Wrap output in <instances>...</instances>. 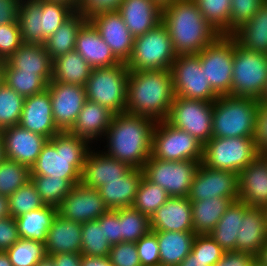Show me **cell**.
Returning <instances> with one entry per match:
<instances>
[{"label":"cell","mask_w":267,"mask_h":266,"mask_svg":"<svg viewBox=\"0 0 267 266\" xmlns=\"http://www.w3.org/2000/svg\"><path fill=\"white\" fill-rule=\"evenodd\" d=\"M156 121L129 113L114 114L104 139L112 158L142 170L151 156L152 134Z\"/></svg>","instance_id":"1"},{"label":"cell","mask_w":267,"mask_h":266,"mask_svg":"<svg viewBox=\"0 0 267 266\" xmlns=\"http://www.w3.org/2000/svg\"><path fill=\"white\" fill-rule=\"evenodd\" d=\"M174 98L171 70L129 71L126 113L163 121Z\"/></svg>","instance_id":"2"},{"label":"cell","mask_w":267,"mask_h":266,"mask_svg":"<svg viewBox=\"0 0 267 266\" xmlns=\"http://www.w3.org/2000/svg\"><path fill=\"white\" fill-rule=\"evenodd\" d=\"M176 55L198 54L220 34L204 19L194 0H174L162 8Z\"/></svg>","instance_id":"3"},{"label":"cell","mask_w":267,"mask_h":266,"mask_svg":"<svg viewBox=\"0 0 267 266\" xmlns=\"http://www.w3.org/2000/svg\"><path fill=\"white\" fill-rule=\"evenodd\" d=\"M90 142L68 132H59L43 146L31 176H51L67 179L73 186L81 182Z\"/></svg>","instance_id":"4"},{"label":"cell","mask_w":267,"mask_h":266,"mask_svg":"<svg viewBox=\"0 0 267 266\" xmlns=\"http://www.w3.org/2000/svg\"><path fill=\"white\" fill-rule=\"evenodd\" d=\"M259 100L225 95L213 102L212 137L253 138Z\"/></svg>","instance_id":"5"},{"label":"cell","mask_w":267,"mask_h":266,"mask_svg":"<svg viewBox=\"0 0 267 266\" xmlns=\"http://www.w3.org/2000/svg\"><path fill=\"white\" fill-rule=\"evenodd\" d=\"M128 75L126 63L122 62L109 67L92 68L84 86L87 99L107 107L114 114L124 113Z\"/></svg>","instance_id":"6"},{"label":"cell","mask_w":267,"mask_h":266,"mask_svg":"<svg viewBox=\"0 0 267 266\" xmlns=\"http://www.w3.org/2000/svg\"><path fill=\"white\" fill-rule=\"evenodd\" d=\"M176 56L167 27L161 22L134 38L133 51L126 66L129 71L170 70Z\"/></svg>","instance_id":"7"},{"label":"cell","mask_w":267,"mask_h":266,"mask_svg":"<svg viewBox=\"0 0 267 266\" xmlns=\"http://www.w3.org/2000/svg\"><path fill=\"white\" fill-rule=\"evenodd\" d=\"M259 155L254 138L212 137L203 145L201 163L211 169L228 170L239 174Z\"/></svg>","instance_id":"8"},{"label":"cell","mask_w":267,"mask_h":266,"mask_svg":"<svg viewBox=\"0 0 267 266\" xmlns=\"http://www.w3.org/2000/svg\"><path fill=\"white\" fill-rule=\"evenodd\" d=\"M267 83V54L234 47L231 95L259 100Z\"/></svg>","instance_id":"9"},{"label":"cell","mask_w":267,"mask_h":266,"mask_svg":"<svg viewBox=\"0 0 267 266\" xmlns=\"http://www.w3.org/2000/svg\"><path fill=\"white\" fill-rule=\"evenodd\" d=\"M235 45L231 35H219L198 53L201 70L218 96L231 95Z\"/></svg>","instance_id":"10"},{"label":"cell","mask_w":267,"mask_h":266,"mask_svg":"<svg viewBox=\"0 0 267 266\" xmlns=\"http://www.w3.org/2000/svg\"><path fill=\"white\" fill-rule=\"evenodd\" d=\"M151 156L164 161L202 162L203 144L165 120L157 121L152 134Z\"/></svg>","instance_id":"11"},{"label":"cell","mask_w":267,"mask_h":266,"mask_svg":"<svg viewBox=\"0 0 267 266\" xmlns=\"http://www.w3.org/2000/svg\"><path fill=\"white\" fill-rule=\"evenodd\" d=\"M200 163L194 160L164 161L150 156L142 171L148 181L163 188L169 197H188Z\"/></svg>","instance_id":"12"},{"label":"cell","mask_w":267,"mask_h":266,"mask_svg":"<svg viewBox=\"0 0 267 266\" xmlns=\"http://www.w3.org/2000/svg\"><path fill=\"white\" fill-rule=\"evenodd\" d=\"M212 115L213 102L175 96L165 121L204 145L212 138Z\"/></svg>","instance_id":"13"},{"label":"cell","mask_w":267,"mask_h":266,"mask_svg":"<svg viewBox=\"0 0 267 266\" xmlns=\"http://www.w3.org/2000/svg\"><path fill=\"white\" fill-rule=\"evenodd\" d=\"M170 70L175 96L208 102H214L219 97L206 80L204 70H201L198 54L177 55Z\"/></svg>","instance_id":"14"},{"label":"cell","mask_w":267,"mask_h":266,"mask_svg":"<svg viewBox=\"0 0 267 266\" xmlns=\"http://www.w3.org/2000/svg\"><path fill=\"white\" fill-rule=\"evenodd\" d=\"M238 174L228 170H215L200 163L190 186L188 199L199 201L204 199L226 197L238 199Z\"/></svg>","instance_id":"15"},{"label":"cell","mask_w":267,"mask_h":266,"mask_svg":"<svg viewBox=\"0 0 267 266\" xmlns=\"http://www.w3.org/2000/svg\"><path fill=\"white\" fill-rule=\"evenodd\" d=\"M47 90L50 93L52 115L57 128L61 132L70 131L87 100L85 87L51 80Z\"/></svg>","instance_id":"16"},{"label":"cell","mask_w":267,"mask_h":266,"mask_svg":"<svg viewBox=\"0 0 267 266\" xmlns=\"http://www.w3.org/2000/svg\"><path fill=\"white\" fill-rule=\"evenodd\" d=\"M108 210L98 189L78 183L57 207V214L83 224L99 219Z\"/></svg>","instance_id":"17"},{"label":"cell","mask_w":267,"mask_h":266,"mask_svg":"<svg viewBox=\"0 0 267 266\" xmlns=\"http://www.w3.org/2000/svg\"><path fill=\"white\" fill-rule=\"evenodd\" d=\"M111 48L114 56L127 63L133 51L134 37L117 11L101 12L88 19Z\"/></svg>","instance_id":"18"},{"label":"cell","mask_w":267,"mask_h":266,"mask_svg":"<svg viewBox=\"0 0 267 266\" xmlns=\"http://www.w3.org/2000/svg\"><path fill=\"white\" fill-rule=\"evenodd\" d=\"M0 132L3 137L5 158L17 161L30 169L49 140L47 137L19 125L7 127Z\"/></svg>","instance_id":"19"},{"label":"cell","mask_w":267,"mask_h":266,"mask_svg":"<svg viewBox=\"0 0 267 266\" xmlns=\"http://www.w3.org/2000/svg\"><path fill=\"white\" fill-rule=\"evenodd\" d=\"M18 125L48 139L61 132L53 119L51 98L47 89L24 99Z\"/></svg>","instance_id":"20"},{"label":"cell","mask_w":267,"mask_h":266,"mask_svg":"<svg viewBox=\"0 0 267 266\" xmlns=\"http://www.w3.org/2000/svg\"><path fill=\"white\" fill-rule=\"evenodd\" d=\"M100 152L90 148L85 159L80 183L90 188L98 189L108 181L121 180L132 169L128 164Z\"/></svg>","instance_id":"21"},{"label":"cell","mask_w":267,"mask_h":266,"mask_svg":"<svg viewBox=\"0 0 267 266\" xmlns=\"http://www.w3.org/2000/svg\"><path fill=\"white\" fill-rule=\"evenodd\" d=\"M238 200L250 207L267 206V157L260 154L238 174Z\"/></svg>","instance_id":"22"},{"label":"cell","mask_w":267,"mask_h":266,"mask_svg":"<svg viewBox=\"0 0 267 266\" xmlns=\"http://www.w3.org/2000/svg\"><path fill=\"white\" fill-rule=\"evenodd\" d=\"M152 231L194 232L188 197H169L149 218Z\"/></svg>","instance_id":"23"},{"label":"cell","mask_w":267,"mask_h":266,"mask_svg":"<svg viewBox=\"0 0 267 266\" xmlns=\"http://www.w3.org/2000/svg\"><path fill=\"white\" fill-rule=\"evenodd\" d=\"M117 12L134 38L162 22V8L154 0H122Z\"/></svg>","instance_id":"24"},{"label":"cell","mask_w":267,"mask_h":266,"mask_svg":"<svg viewBox=\"0 0 267 266\" xmlns=\"http://www.w3.org/2000/svg\"><path fill=\"white\" fill-rule=\"evenodd\" d=\"M236 237V251L256 258L267 241V222L263 208L248 206Z\"/></svg>","instance_id":"25"},{"label":"cell","mask_w":267,"mask_h":266,"mask_svg":"<svg viewBox=\"0 0 267 266\" xmlns=\"http://www.w3.org/2000/svg\"><path fill=\"white\" fill-rule=\"evenodd\" d=\"M75 50L92 68L109 67L121 63L89 20L77 34Z\"/></svg>","instance_id":"26"},{"label":"cell","mask_w":267,"mask_h":266,"mask_svg":"<svg viewBox=\"0 0 267 266\" xmlns=\"http://www.w3.org/2000/svg\"><path fill=\"white\" fill-rule=\"evenodd\" d=\"M82 224L56 215L46 234V255L81 253Z\"/></svg>","instance_id":"27"},{"label":"cell","mask_w":267,"mask_h":266,"mask_svg":"<svg viewBox=\"0 0 267 266\" xmlns=\"http://www.w3.org/2000/svg\"><path fill=\"white\" fill-rule=\"evenodd\" d=\"M5 62L19 72L38 74L47 84L52 80L53 60L45 45L23 43Z\"/></svg>","instance_id":"28"},{"label":"cell","mask_w":267,"mask_h":266,"mask_svg":"<svg viewBox=\"0 0 267 266\" xmlns=\"http://www.w3.org/2000/svg\"><path fill=\"white\" fill-rule=\"evenodd\" d=\"M113 116L107 107L87 99L69 132L93 143V140L104 138Z\"/></svg>","instance_id":"29"},{"label":"cell","mask_w":267,"mask_h":266,"mask_svg":"<svg viewBox=\"0 0 267 266\" xmlns=\"http://www.w3.org/2000/svg\"><path fill=\"white\" fill-rule=\"evenodd\" d=\"M143 171L132 168L123 179L108 181L98 188L104 204L109 210L132 207Z\"/></svg>","instance_id":"30"},{"label":"cell","mask_w":267,"mask_h":266,"mask_svg":"<svg viewBox=\"0 0 267 266\" xmlns=\"http://www.w3.org/2000/svg\"><path fill=\"white\" fill-rule=\"evenodd\" d=\"M159 246L160 265L178 266L192 251L194 232L154 231Z\"/></svg>","instance_id":"31"},{"label":"cell","mask_w":267,"mask_h":266,"mask_svg":"<svg viewBox=\"0 0 267 266\" xmlns=\"http://www.w3.org/2000/svg\"><path fill=\"white\" fill-rule=\"evenodd\" d=\"M231 36L241 47L267 54V0Z\"/></svg>","instance_id":"32"},{"label":"cell","mask_w":267,"mask_h":266,"mask_svg":"<svg viewBox=\"0 0 267 266\" xmlns=\"http://www.w3.org/2000/svg\"><path fill=\"white\" fill-rule=\"evenodd\" d=\"M238 199L218 197L199 201H190L193 230L197 234H209L232 202Z\"/></svg>","instance_id":"33"},{"label":"cell","mask_w":267,"mask_h":266,"mask_svg":"<svg viewBox=\"0 0 267 266\" xmlns=\"http://www.w3.org/2000/svg\"><path fill=\"white\" fill-rule=\"evenodd\" d=\"M248 205L242 201H234L227 208L216 226L209 233L225 252L236 251V237L243 221L244 210Z\"/></svg>","instance_id":"34"},{"label":"cell","mask_w":267,"mask_h":266,"mask_svg":"<svg viewBox=\"0 0 267 266\" xmlns=\"http://www.w3.org/2000/svg\"><path fill=\"white\" fill-rule=\"evenodd\" d=\"M92 67L76 51L53 60L52 81L85 86Z\"/></svg>","instance_id":"35"},{"label":"cell","mask_w":267,"mask_h":266,"mask_svg":"<svg viewBox=\"0 0 267 266\" xmlns=\"http://www.w3.org/2000/svg\"><path fill=\"white\" fill-rule=\"evenodd\" d=\"M87 21L82 13L75 12L46 40L44 45L52 60L75 50L77 34Z\"/></svg>","instance_id":"36"},{"label":"cell","mask_w":267,"mask_h":266,"mask_svg":"<svg viewBox=\"0 0 267 266\" xmlns=\"http://www.w3.org/2000/svg\"><path fill=\"white\" fill-rule=\"evenodd\" d=\"M57 215V207L44 205L43 207L25 213L16 219L20 238L45 242L48 229Z\"/></svg>","instance_id":"37"},{"label":"cell","mask_w":267,"mask_h":266,"mask_svg":"<svg viewBox=\"0 0 267 266\" xmlns=\"http://www.w3.org/2000/svg\"><path fill=\"white\" fill-rule=\"evenodd\" d=\"M41 4L37 0H21L18 23L23 43L44 45L46 38L41 34Z\"/></svg>","instance_id":"38"},{"label":"cell","mask_w":267,"mask_h":266,"mask_svg":"<svg viewBox=\"0 0 267 266\" xmlns=\"http://www.w3.org/2000/svg\"><path fill=\"white\" fill-rule=\"evenodd\" d=\"M2 82L24 98L39 94L48 84L36 73L19 72L2 62Z\"/></svg>","instance_id":"39"},{"label":"cell","mask_w":267,"mask_h":266,"mask_svg":"<svg viewBox=\"0 0 267 266\" xmlns=\"http://www.w3.org/2000/svg\"><path fill=\"white\" fill-rule=\"evenodd\" d=\"M81 254L91 257H109L111 244L103 232V224L97 219L82 224Z\"/></svg>","instance_id":"40"},{"label":"cell","mask_w":267,"mask_h":266,"mask_svg":"<svg viewBox=\"0 0 267 266\" xmlns=\"http://www.w3.org/2000/svg\"><path fill=\"white\" fill-rule=\"evenodd\" d=\"M30 180L28 166L6 158L0 162V195L9 197Z\"/></svg>","instance_id":"41"},{"label":"cell","mask_w":267,"mask_h":266,"mask_svg":"<svg viewBox=\"0 0 267 266\" xmlns=\"http://www.w3.org/2000/svg\"><path fill=\"white\" fill-rule=\"evenodd\" d=\"M168 199L169 196L163 188L143 176L132 207L150 218Z\"/></svg>","instance_id":"42"},{"label":"cell","mask_w":267,"mask_h":266,"mask_svg":"<svg viewBox=\"0 0 267 266\" xmlns=\"http://www.w3.org/2000/svg\"><path fill=\"white\" fill-rule=\"evenodd\" d=\"M31 181L43 203L54 207L61 204L73 187L67 179L51 178V176H31Z\"/></svg>","instance_id":"43"},{"label":"cell","mask_w":267,"mask_h":266,"mask_svg":"<svg viewBox=\"0 0 267 266\" xmlns=\"http://www.w3.org/2000/svg\"><path fill=\"white\" fill-rule=\"evenodd\" d=\"M150 220L133 207L120 208V234L122 242H137L150 231Z\"/></svg>","instance_id":"44"},{"label":"cell","mask_w":267,"mask_h":266,"mask_svg":"<svg viewBox=\"0 0 267 266\" xmlns=\"http://www.w3.org/2000/svg\"><path fill=\"white\" fill-rule=\"evenodd\" d=\"M5 252L12 266H36L46 255L43 242L24 238H20Z\"/></svg>","instance_id":"45"},{"label":"cell","mask_w":267,"mask_h":266,"mask_svg":"<svg viewBox=\"0 0 267 266\" xmlns=\"http://www.w3.org/2000/svg\"><path fill=\"white\" fill-rule=\"evenodd\" d=\"M204 19L220 34L229 35L231 0H194Z\"/></svg>","instance_id":"46"},{"label":"cell","mask_w":267,"mask_h":266,"mask_svg":"<svg viewBox=\"0 0 267 266\" xmlns=\"http://www.w3.org/2000/svg\"><path fill=\"white\" fill-rule=\"evenodd\" d=\"M24 99L4 82L0 83V131L19 124Z\"/></svg>","instance_id":"47"},{"label":"cell","mask_w":267,"mask_h":266,"mask_svg":"<svg viewBox=\"0 0 267 266\" xmlns=\"http://www.w3.org/2000/svg\"><path fill=\"white\" fill-rule=\"evenodd\" d=\"M41 4V34L48 39L55 31L69 19L75 11L59 2L37 0Z\"/></svg>","instance_id":"48"},{"label":"cell","mask_w":267,"mask_h":266,"mask_svg":"<svg viewBox=\"0 0 267 266\" xmlns=\"http://www.w3.org/2000/svg\"><path fill=\"white\" fill-rule=\"evenodd\" d=\"M8 204L10 216L13 218L45 205L31 180L8 197Z\"/></svg>","instance_id":"49"},{"label":"cell","mask_w":267,"mask_h":266,"mask_svg":"<svg viewBox=\"0 0 267 266\" xmlns=\"http://www.w3.org/2000/svg\"><path fill=\"white\" fill-rule=\"evenodd\" d=\"M191 252L207 266H213L225 253L210 234H197Z\"/></svg>","instance_id":"50"},{"label":"cell","mask_w":267,"mask_h":266,"mask_svg":"<svg viewBox=\"0 0 267 266\" xmlns=\"http://www.w3.org/2000/svg\"><path fill=\"white\" fill-rule=\"evenodd\" d=\"M266 0H231L229 35L250 20Z\"/></svg>","instance_id":"51"},{"label":"cell","mask_w":267,"mask_h":266,"mask_svg":"<svg viewBox=\"0 0 267 266\" xmlns=\"http://www.w3.org/2000/svg\"><path fill=\"white\" fill-rule=\"evenodd\" d=\"M23 44L18 22L0 25V61H6Z\"/></svg>","instance_id":"52"},{"label":"cell","mask_w":267,"mask_h":266,"mask_svg":"<svg viewBox=\"0 0 267 266\" xmlns=\"http://www.w3.org/2000/svg\"><path fill=\"white\" fill-rule=\"evenodd\" d=\"M141 266L160 265L159 246L156 233L150 230L136 242Z\"/></svg>","instance_id":"53"},{"label":"cell","mask_w":267,"mask_h":266,"mask_svg":"<svg viewBox=\"0 0 267 266\" xmlns=\"http://www.w3.org/2000/svg\"><path fill=\"white\" fill-rule=\"evenodd\" d=\"M109 258L113 266H141L135 242L112 245Z\"/></svg>","instance_id":"54"},{"label":"cell","mask_w":267,"mask_h":266,"mask_svg":"<svg viewBox=\"0 0 267 266\" xmlns=\"http://www.w3.org/2000/svg\"><path fill=\"white\" fill-rule=\"evenodd\" d=\"M254 141L260 154L267 153V102H259L256 115Z\"/></svg>","instance_id":"55"},{"label":"cell","mask_w":267,"mask_h":266,"mask_svg":"<svg viewBox=\"0 0 267 266\" xmlns=\"http://www.w3.org/2000/svg\"><path fill=\"white\" fill-rule=\"evenodd\" d=\"M103 224L104 236L112 245L121 243L120 209L108 210L99 219Z\"/></svg>","instance_id":"56"},{"label":"cell","mask_w":267,"mask_h":266,"mask_svg":"<svg viewBox=\"0 0 267 266\" xmlns=\"http://www.w3.org/2000/svg\"><path fill=\"white\" fill-rule=\"evenodd\" d=\"M122 0H80L78 12L87 19L101 12L117 11Z\"/></svg>","instance_id":"57"},{"label":"cell","mask_w":267,"mask_h":266,"mask_svg":"<svg viewBox=\"0 0 267 266\" xmlns=\"http://www.w3.org/2000/svg\"><path fill=\"white\" fill-rule=\"evenodd\" d=\"M19 239L16 219L11 216L0 219V251H6Z\"/></svg>","instance_id":"58"},{"label":"cell","mask_w":267,"mask_h":266,"mask_svg":"<svg viewBox=\"0 0 267 266\" xmlns=\"http://www.w3.org/2000/svg\"><path fill=\"white\" fill-rule=\"evenodd\" d=\"M255 258L248 254L238 251L225 252L220 260L213 266H249Z\"/></svg>","instance_id":"59"},{"label":"cell","mask_w":267,"mask_h":266,"mask_svg":"<svg viewBox=\"0 0 267 266\" xmlns=\"http://www.w3.org/2000/svg\"><path fill=\"white\" fill-rule=\"evenodd\" d=\"M21 0H0V25L18 22Z\"/></svg>","instance_id":"60"},{"label":"cell","mask_w":267,"mask_h":266,"mask_svg":"<svg viewBox=\"0 0 267 266\" xmlns=\"http://www.w3.org/2000/svg\"><path fill=\"white\" fill-rule=\"evenodd\" d=\"M51 256L55 266H81V253H61Z\"/></svg>","instance_id":"61"},{"label":"cell","mask_w":267,"mask_h":266,"mask_svg":"<svg viewBox=\"0 0 267 266\" xmlns=\"http://www.w3.org/2000/svg\"><path fill=\"white\" fill-rule=\"evenodd\" d=\"M81 266H107V257H91L82 255Z\"/></svg>","instance_id":"62"},{"label":"cell","mask_w":267,"mask_h":266,"mask_svg":"<svg viewBox=\"0 0 267 266\" xmlns=\"http://www.w3.org/2000/svg\"><path fill=\"white\" fill-rule=\"evenodd\" d=\"M178 266H207V264L195 258V254L191 252Z\"/></svg>","instance_id":"63"},{"label":"cell","mask_w":267,"mask_h":266,"mask_svg":"<svg viewBox=\"0 0 267 266\" xmlns=\"http://www.w3.org/2000/svg\"><path fill=\"white\" fill-rule=\"evenodd\" d=\"M10 216L8 197L0 195V219Z\"/></svg>","instance_id":"64"},{"label":"cell","mask_w":267,"mask_h":266,"mask_svg":"<svg viewBox=\"0 0 267 266\" xmlns=\"http://www.w3.org/2000/svg\"><path fill=\"white\" fill-rule=\"evenodd\" d=\"M52 2H59L71 7L75 12H78L80 0H45Z\"/></svg>","instance_id":"65"},{"label":"cell","mask_w":267,"mask_h":266,"mask_svg":"<svg viewBox=\"0 0 267 266\" xmlns=\"http://www.w3.org/2000/svg\"><path fill=\"white\" fill-rule=\"evenodd\" d=\"M256 259L262 266H267V241L263 248L260 250Z\"/></svg>","instance_id":"66"},{"label":"cell","mask_w":267,"mask_h":266,"mask_svg":"<svg viewBox=\"0 0 267 266\" xmlns=\"http://www.w3.org/2000/svg\"><path fill=\"white\" fill-rule=\"evenodd\" d=\"M36 266H55L53 257L51 255H45Z\"/></svg>","instance_id":"67"},{"label":"cell","mask_w":267,"mask_h":266,"mask_svg":"<svg viewBox=\"0 0 267 266\" xmlns=\"http://www.w3.org/2000/svg\"><path fill=\"white\" fill-rule=\"evenodd\" d=\"M0 266H12L9 256L5 251H0Z\"/></svg>","instance_id":"68"},{"label":"cell","mask_w":267,"mask_h":266,"mask_svg":"<svg viewBox=\"0 0 267 266\" xmlns=\"http://www.w3.org/2000/svg\"><path fill=\"white\" fill-rule=\"evenodd\" d=\"M5 158L4 155V144H3V137L2 134L0 132V162Z\"/></svg>","instance_id":"69"},{"label":"cell","mask_w":267,"mask_h":266,"mask_svg":"<svg viewBox=\"0 0 267 266\" xmlns=\"http://www.w3.org/2000/svg\"><path fill=\"white\" fill-rule=\"evenodd\" d=\"M161 8H163L166 5H169L174 0H154Z\"/></svg>","instance_id":"70"},{"label":"cell","mask_w":267,"mask_h":266,"mask_svg":"<svg viewBox=\"0 0 267 266\" xmlns=\"http://www.w3.org/2000/svg\"><path fill=\"white\" fill-rule=\"evenodd\" d=\"M259 102H267V83H266L264 92H263L261 98L259 99Z\"/></svg>","instance_id":"71"},{"label":"cell","mask_w":267,"mask_h":266,"mask_svg":"<svg viewBox=\"0 0 267 266\" xmlns=\"http://www.w3.org/2000/svg\"><path fill=\"white\" fill-rule=\"evenodd\" d=\"M249 266H262L259 261L255 258Z\"/></svg>","instance_id":"72"},{"label":"cell","mask_w":267,"mask_h":266,"mask_svg":"<svg viewBox=\"0 0 267 266\" xmlns=\"http://www.w3.org/2000/svg\"><path fill=\"white\" fill-rule=\"evenodd\" d=\"M2 82V62L0 61V83Z\"/></svg>","instance_id":"73"},{"label":"cell","mask_w":267,"mask_h":266,"mask_svg":"<svg viewBox=\"0 0 267 266\" xmlns=\"http://www.w3.org/2000/svg\"><path fill=\"white\" fill-rule=\"evenodd\" d=\"M107 266H113L109 257H107Z\"/></svg>","instance_id":"74"},{"label":"cell","mask_w":267,"mask_h":266,"mask_svg":"<svg viewBox=\"0 0 267 266\" xmlns=\"http://www.w3.org/2000/svg\"><path fill=\"white\" fill-rule=\"evenodd\" d=\"M263 210H264V213H265V216H266V222H267V206H265V207L263 208Z\"/></svg>","instance_id":"75"}]
</instances>
